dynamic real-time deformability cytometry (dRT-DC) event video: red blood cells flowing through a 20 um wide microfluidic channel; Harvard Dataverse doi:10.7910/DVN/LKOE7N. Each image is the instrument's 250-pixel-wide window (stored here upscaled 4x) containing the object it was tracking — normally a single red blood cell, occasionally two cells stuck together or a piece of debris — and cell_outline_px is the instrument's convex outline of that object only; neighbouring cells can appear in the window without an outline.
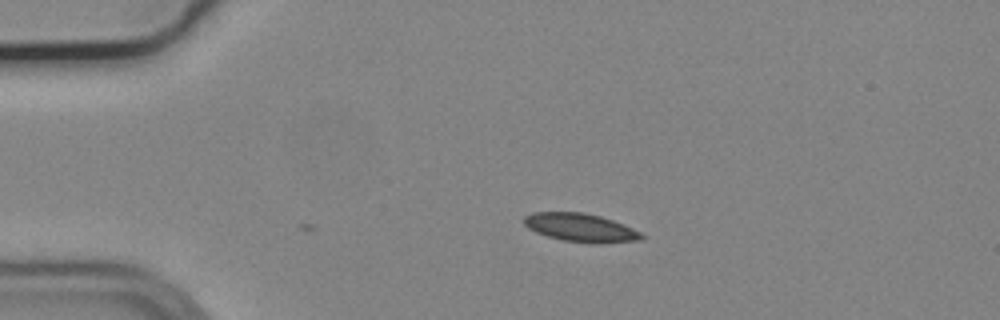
{"species": "common noctule bat (a hibernating species)", "species_latin": "Nyctalus noctula", "temperature_condition": "cold", "stored_images_in_passage": 26, "camera_frame_rate_fps": 3000, "um_per_image_px": 0.085, "animal": {"sex": "male", "body_mass_g": 19.2, "forearm_length_mm": 51.8}, "frame": {"image": 1, "passage_image": 1, "time_ms": 0.0, "image_size_px": [1000, 320], "cell_outline_px": [[648, 236], [644, 240], [600, 244], [588, 244], [564, 240], [548, 236], [536, 232], [528, 228], [524, 224], [524, 216], [532, 212], [580, 212], [600, 216], [612, 220], [632, 228]], "centroid_in_image_um": [49.4, 19.37], "position_along_channel_um": 35.6, "area_um2": 19.65}}
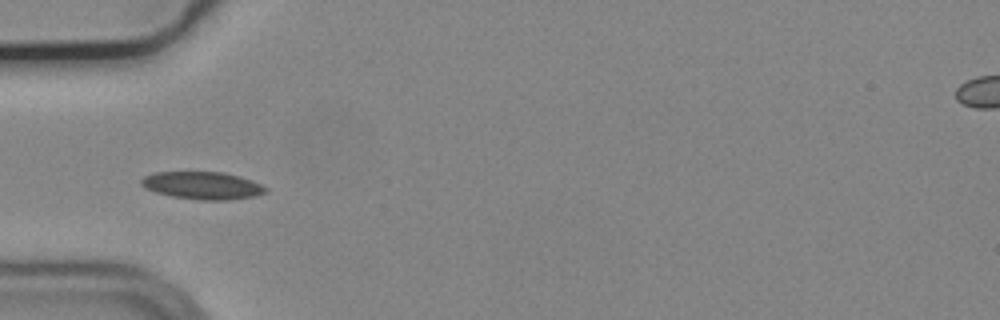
{"frame": {"image": 2, "passage_image": 7, "time_ms": 2.0, "image_size_px": [1000, 320], "cell_outline_px": [[268, 192], [252, 196], [228, 200], [200, 200], [172, 196], [156, 192], [140, 184], [140, 180], [144, 176], [152, 172], [224, 172], [240, 176], [252, 180], [268, 188]], "centroid_in_image_um": [17.22, 15.76], "position_along_channel_um": 67.8, "area_um2": 19.94}}
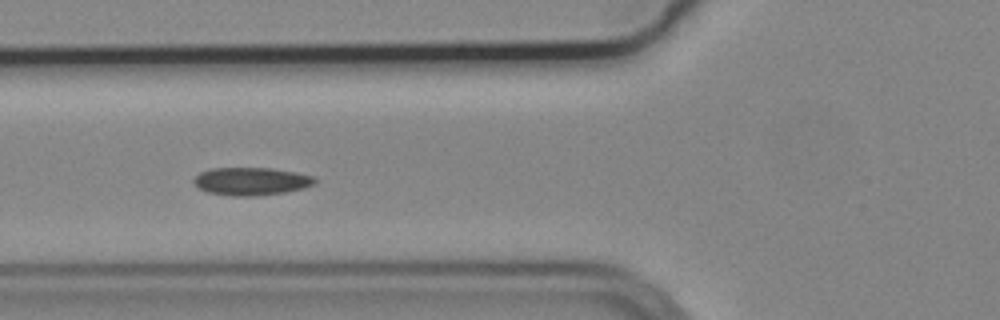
{"frame": {"image": 3, "passage_image": 10, "time_ms": 3.0, "image_size_px": [1000, 320], "cell_outline_px": [[316, 184], [304, 188], [284, 192], [252, 196], [232, 196], [208, 192], [192, 184], [192, 180], [200, 172], [212, 168], [272, 168], [312, 176], [316, 180]], "centroid_in_image_um": [21.32, 15.41], "position_along_channel_um": 104.5, "area_um2": 19.54}}